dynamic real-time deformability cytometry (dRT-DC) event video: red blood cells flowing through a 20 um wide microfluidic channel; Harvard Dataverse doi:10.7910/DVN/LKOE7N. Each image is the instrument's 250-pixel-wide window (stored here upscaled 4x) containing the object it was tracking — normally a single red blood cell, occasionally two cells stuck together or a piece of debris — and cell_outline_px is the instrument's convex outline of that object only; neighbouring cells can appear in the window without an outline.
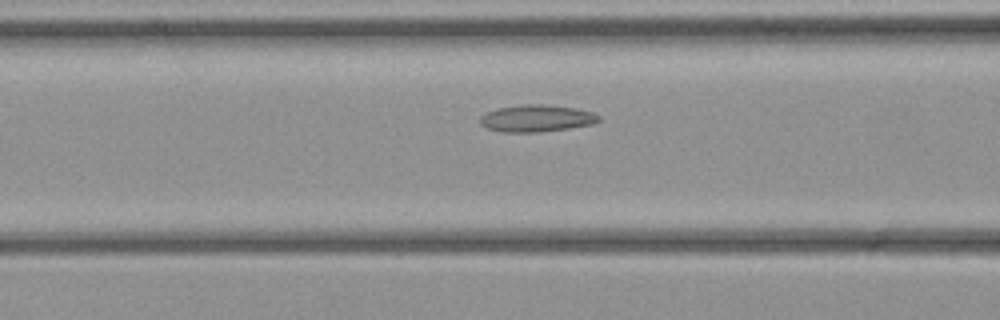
{"species": "common noctule bat (a hibernating species)", "species_latin": "Nyctalus noctula", "temperature_condition": "cold", "stored_images_in_passage": 38, "camera_frame_rate_fps": 3000, "um_per_image_px": 0.085, "animal": {"sex": "female", "body_mass_g": 21.9}, "frame": {"image": 1, "passage_image": 11, "time_ms": 3.333, "image_size_px": [1000, 320], "cell_outline_px": [[600, 120], [592, 124], [568, 128], [540, 132], [500, 132], [488, 128], [480, 124], [480, 116], [488, 112], [500, 108], [520, 104], [544, 104], [576, 108], [592, 112], [600, 116]], "centroid_in_image_um": [45.61, 10.05], "position_along_channel_um": 121.0, "area_um2": 18.61}}
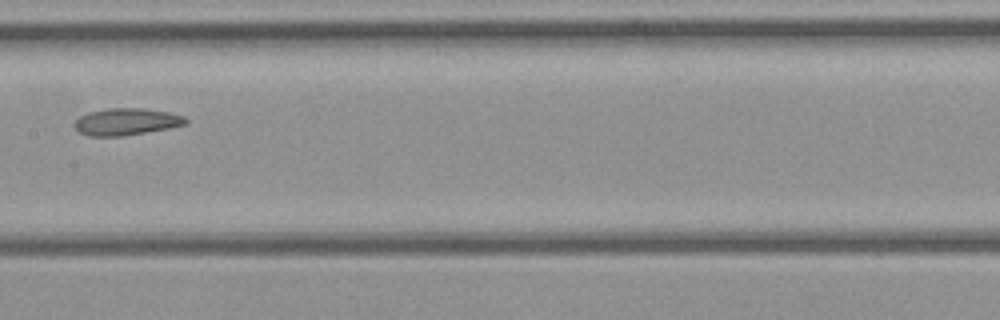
{"frame": {"image": 2, "passage_image": 16, "time_ms": 5.0, "image_size_px": [1000, 320], "cell_outline_px": [[188, 124], [168, 128], [124, 136], [88, 136], [80, 132], [76, 128], [76, 120], [80, 116], [88, 112], [108, 108], [144, 108], [168, 112], [184, 116], [188, 120]], "centroid_in_image_um": [10.77, 10.34], "position_along_channel_um": 196.6, "area_um2": 17.4}}
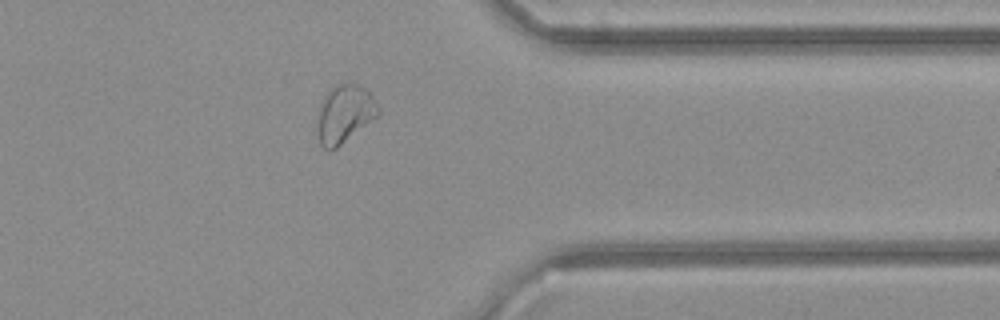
{"frame": {"image": 3, "passage_image": 29, "time_ms": 9.333, "image_size_px": [1000, 320], "cell_outline_px": [[380, 112], [376, 116], [336, 148], [328, 152], [320, 144], [316, 128], [316, 112], [320, 100], [336, 84], [356, 84], [364, 88], [372, 96], [380, 108]], "centroid_in_image_um": [29.21, 9.69], "position_along_channel_um": 382.2, "area_um2": 20.58}}